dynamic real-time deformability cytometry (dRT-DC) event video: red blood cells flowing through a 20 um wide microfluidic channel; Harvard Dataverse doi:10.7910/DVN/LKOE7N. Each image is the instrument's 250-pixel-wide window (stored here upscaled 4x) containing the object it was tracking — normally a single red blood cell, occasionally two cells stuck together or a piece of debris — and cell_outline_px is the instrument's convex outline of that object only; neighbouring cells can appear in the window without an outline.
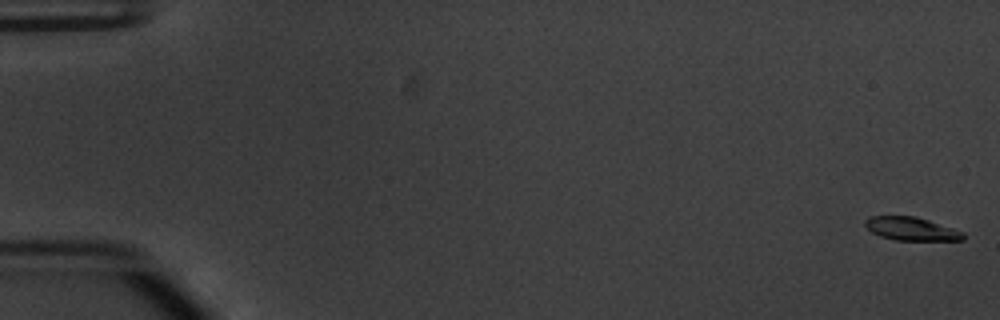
{"species": "common noctule bat (a hibernating species)", "species_latin": "Nyctalus noctula", "temperature_condition": "warm", "stored_images_in_passage": 55, "camera_frame_rate_fps": 3000, "um_per_image_px": 0.085, "animal": {"sex": "male", "body_mass_g": 20.1, "forearm_length_mm": 53.5}, "frame": {"image": 1, "passage_image": 1, "time_ms": 0.0, "image_size_px": [1000, 320], "cell_outline_px": [[964, 240], [896, 240], [880, 236], [872, 232], [864, 224], [864, 220], [868, 216], [916, 216], [964, 232]], "centroid_in_image_um": [77.44, 19.44], "position_along_channel_um": 7.6, "area_um2": 13.24}}
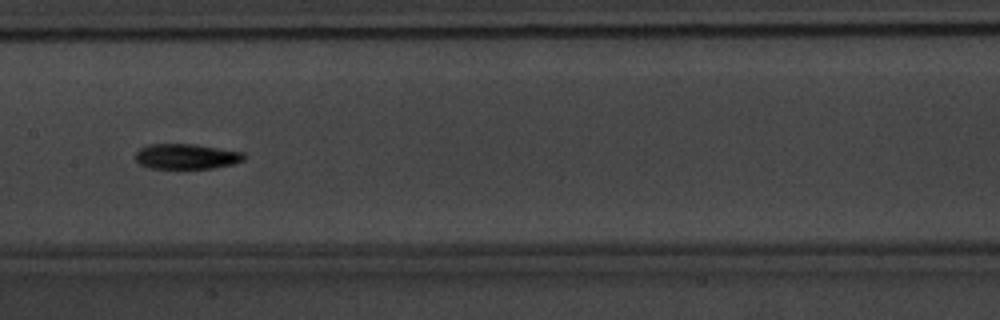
{"frame": {"image": 2, "passage_image": 28, "time_ms": 9.0, "image_size_px": [1000, 320], "cell_outline_px": [[248, 156], [244, 160], [232, 164], [212, 168], [148, 168], [140, 164], [136, 160], [136, 152], [140, 148], [148, 144], [196, 144], [244, 152]], "centroid_in_image_um": [15.87, 13.29], "position_along_channel_um": 191.5, "area_um2": 16.07}}
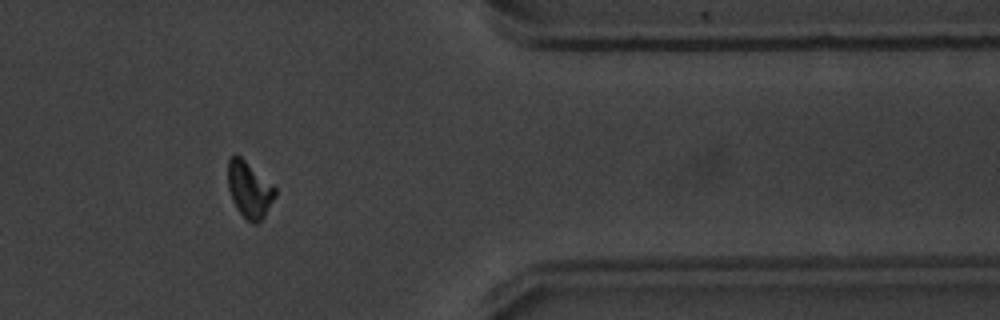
{"frame": {"image": 3, "passage_image": 45, "time_ms": 14.667, "image_size_px": [1000, 320], "cell_outline_px": [[276, 196], [264, 216], [256, 224], [252, 224], [236, 208], [232, 200], [228, 188], [228, 160], [232, 156], [240, 156], [272, 184], [276, 188]], "centroid_in_image_um": [21.19, 16.13], "position_along_channel_um": 390.2, "area_um2": 15.26}, "authors_computed_cell_mechanics": {"area_um2": 15.1436, "velocity_mm_per_s": 3.8123, "shape_relaxation_time_tau1_ms": 2.7507, "shape_relaxation_time_tau2_ms": null, "deformation_change_tau1": 0.1444, "deformation_change_tau2": null}}